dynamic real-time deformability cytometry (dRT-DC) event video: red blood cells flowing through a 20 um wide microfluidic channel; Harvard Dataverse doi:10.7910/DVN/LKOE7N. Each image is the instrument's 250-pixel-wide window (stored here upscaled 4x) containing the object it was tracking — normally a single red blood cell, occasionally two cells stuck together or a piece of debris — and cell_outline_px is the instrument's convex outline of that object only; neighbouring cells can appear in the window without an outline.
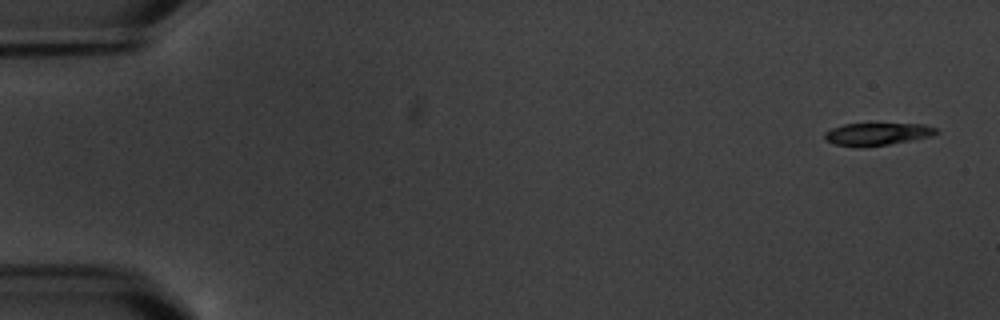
{"species": "common noctule bat (a hibernating species)", "species_latin": "Nyctalus noctula", "temperature_condition": "warm", "stored_images_in_passage": 8, "camera_frame_rate_fps": 3000, "um_per_image_px": 0.085, "animal": {"sex": "male", "body_mass_g": 20.1, "forearm_length_mm": 53.5}, "frame": {"image": 1, "passage_image": 1, "time_ms": 0.0, "image_size_px": [1000, 320], "cell_outline_px": [[940, 132], [932, 136], [888, 144], [864, 148], [856, 148], [836, 144], [824, 140], [824, 132], [832, 128], [844, 124], [924, 124], [936, 128]], "centroid_in_image_um": [74.53, 11.41], "position_along_channel_um": 10.5, "area_um2": 14.74}}
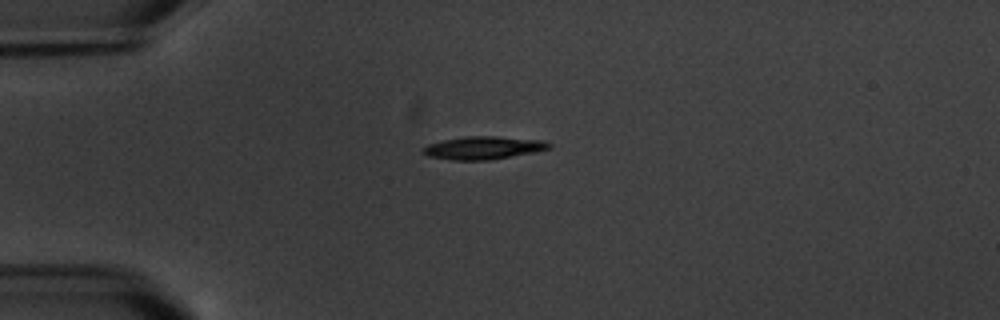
{"frame": {"image": 2, "passage_image": 4, "time_ms": 4.333, "image_size_px": [1000, 320], "cell_outline_px": [[552, 148], [536, 152], [492, 160], [452, 160], [428, 156], [420, 152], [420, 148], [428, 144], [444, 140], [468, 136], [496, 136], [544, 140], [552, 144]], "centroid_in_image_um": [41.1, 12.57], "position_along_channel_um": 43.9, "area_um2": 17.11}}
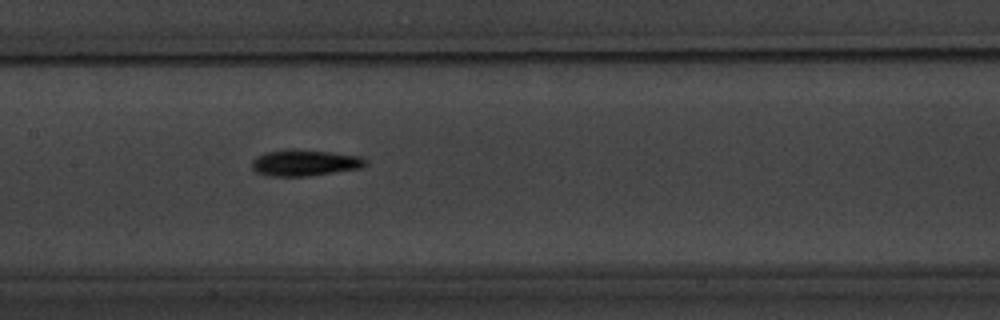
{"frame": {"image": 3, "passage_image": 8, "time_ms": 9.0, "image_size_px": [1000, 320], "cell_outline_px": [[368, 164], [364, 168], [308, 176], [272, 176], [256, 172], [252, 168], [252, 160], [256, 156], [264, 152], [284, 148], [296, 148], [360, 156], [368, 160]], "centroid_in_image_um": [25.91, 13.82], "position_along_channel_um": 181.5, "area_um2": 17.8}}